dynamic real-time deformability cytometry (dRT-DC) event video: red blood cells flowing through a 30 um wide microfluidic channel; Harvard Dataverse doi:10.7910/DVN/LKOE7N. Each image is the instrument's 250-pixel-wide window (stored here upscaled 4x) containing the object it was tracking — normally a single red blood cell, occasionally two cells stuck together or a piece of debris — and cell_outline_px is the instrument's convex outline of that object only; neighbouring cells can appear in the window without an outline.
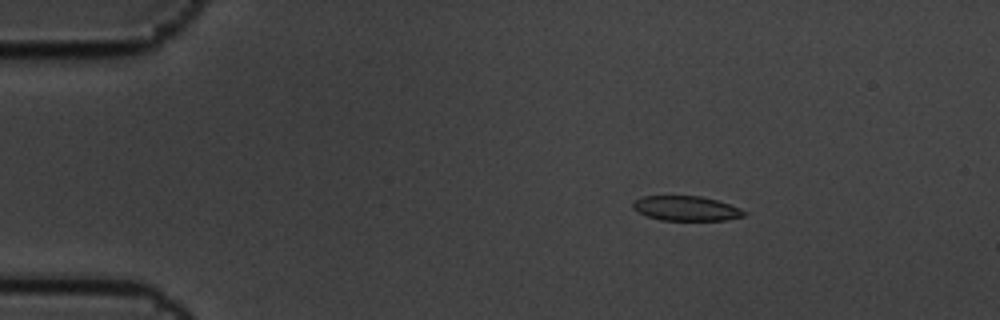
{"species": "common noctule bat (a hibernating species)", "species_latin": "Nyctalus noctula", "temperature_condition": "cold", "stored_images_in_passage": 4, "camera_frame_rate_fps": 3000, "um_per_image_px": 0.085, "animal": {"sex": "male", "body_mass_g": 19.5, "forearm_length_mm": 54.6}, "frame": {"image": 1, "passage_image": 1, "time_ms": 0.0, "image_size_px": [1000, 320], "cell_outline_px": [[748, 212], [744, 216], [724, 220], [660, 220], [648, 216], [632, 208], [632, 200], [644, 196], [700, 196], [716, 200], [740, 208]], "centroid_in_image_um": [58.31, 17.71], "position_along_channel_um": 26.7, "area_um2": 15.95}}
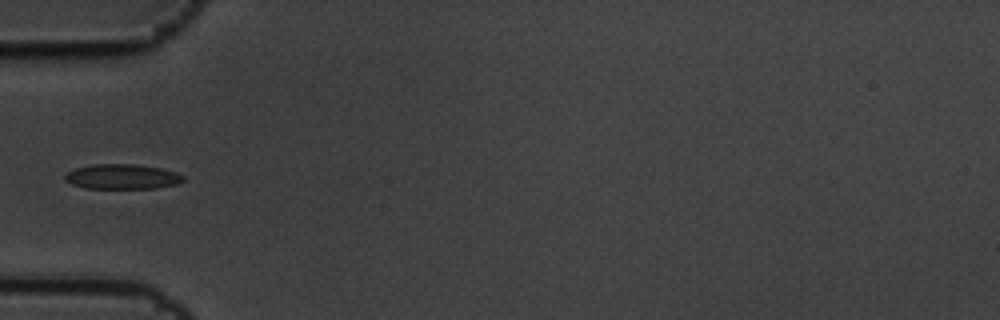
{"frame": {"image": 2, "passage_image": 4, "time_ms": 1.0, "image_size_px": [1000, 320], "cell_outline_px": [[184, 180], [176, 184], [156, 188], [84, 188], [72, 184], [64, 180], [64, 176], [68, 172], [76, 168], [92, 164], [136, 164], [160, 168], [176, 172], [184, 176]], "centroid_in_image_um": [10.38, 15.01], "position_along_channel_um": 74.6, "area_um2": 17.17}}